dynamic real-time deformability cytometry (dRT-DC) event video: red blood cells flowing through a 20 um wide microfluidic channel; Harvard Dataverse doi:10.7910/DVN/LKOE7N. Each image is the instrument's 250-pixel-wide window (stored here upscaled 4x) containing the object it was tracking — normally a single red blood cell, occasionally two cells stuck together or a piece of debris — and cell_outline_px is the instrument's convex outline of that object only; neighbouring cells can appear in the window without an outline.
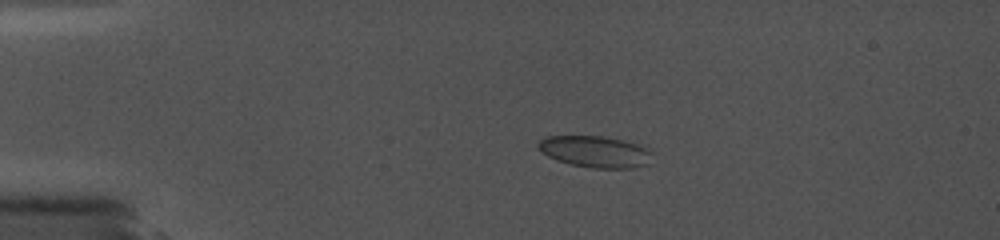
{"species": "common noctule bat (a hibernating species)", "species_latin": "Nyctalus noctula", "temperature_condition": "cold", "stored_images_in_passage": 13, "camera_frame_rate_fps": 5000, "um_per_image_px": 0.085, "animal": {"sex": "female", "body_mass_g": 19.0, "forearm_length_mm": 56.7}, "frame": {"image": 1, "passage_image": 2, "time_ms": 1.2, "image_size_px": [1000, 240], "cell_outline_px": [[652, 152], [648, 164], [632, 168], [592, 168], [572, 164], [556, 160], [548, 156], [536, 144], [540, 140], [548, 136], [600, 136], [624, 140], [640, 144], [648, 148]], "centroid_in_image_um": [50.63, 12.89], "position_along_channel_um": 34.4, "area_um2": 20.87}}
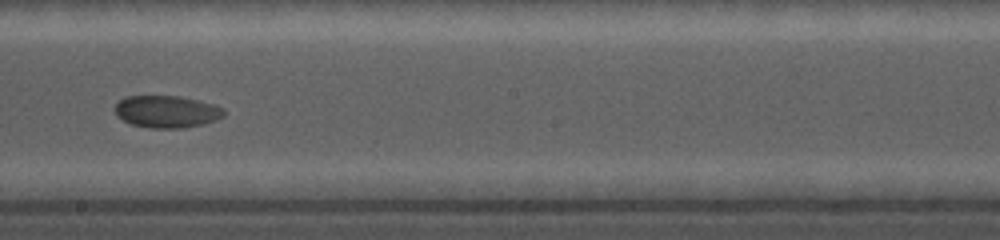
{"frame": {"image": 2, "passage_image": 8, "time_ms": 8.2, "image_size_px": [1000, 240], "cell_outline_px": [[224, 116], [216, 120], [204, 124], [184, 128], [152, 128], [132, 124], [116, 116], [116, 104], [124, 96], [180, 96], [216, 104], [224, 108]], "centroid_in_image_um": [14.21, 9.48], "position_along_channel_um": 234.0, "area_um2": 20.52}}
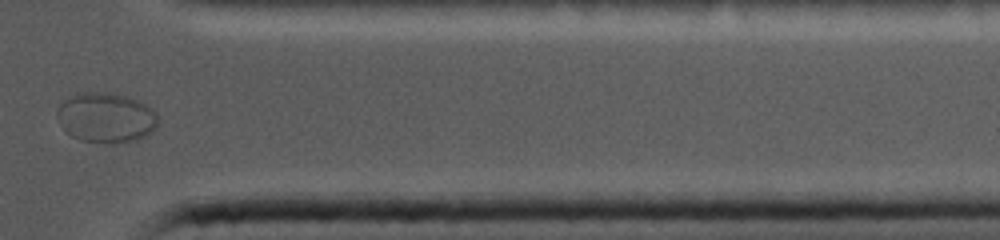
{"frame": {"image": 3, "passage_image": 12, "time_ms": 12.8, "image_size_px": [1000, 240], "cell_outline_px": [[160, 120], [156, 128], [152, 132], [136, 140], [120, 144], [112, 144], [80, 140], [72, 136], [60, 124], [56, 116], [56, 112], [60, 104], [64, 100], [76, 92], [104, 92], [128, 96], [148, 104], [156, 112]], "centroid_in_image_um": [9.05, 10.0], "position_along_channel_um": 402.4, "area_um2": 30.0}}